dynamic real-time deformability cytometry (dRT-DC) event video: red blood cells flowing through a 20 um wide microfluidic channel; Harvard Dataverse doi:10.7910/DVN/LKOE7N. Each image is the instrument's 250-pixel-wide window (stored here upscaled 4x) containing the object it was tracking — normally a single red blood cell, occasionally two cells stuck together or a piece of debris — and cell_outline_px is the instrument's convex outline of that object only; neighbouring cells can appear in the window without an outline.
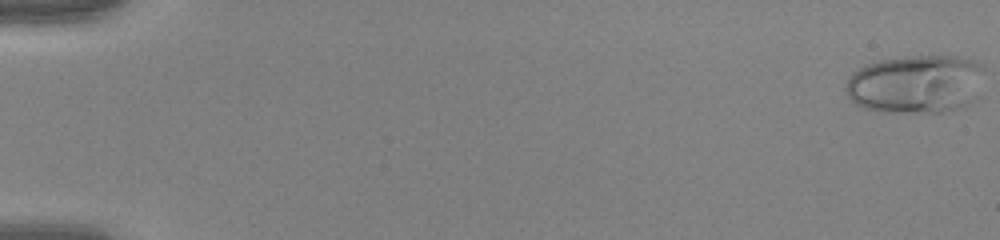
{"species": "human", "species_latin": "Homo sapiens", "temperature_condition": "warm", "stored_images_in_passage": 53, "camera_frame_rate_fps": 3000, "um_per_image_px": 0.085, "donor": {"sex": "female"}, "frame": {"image": 1, "passage_image": 1, "time_ms": 0.0, "image_size_px": [1000, 240], "cell_outline_px": [[984, 68], [968, 104], [964, 108], [944, 112], [884, 112], [864, 108], [856, 104], [848, 96], [844, 88], [852, 72], [868, 64], [880, 60], [908, 56], [956, 56], [976, 60], [984, 64]], "centroid_in_image_um": [77.8, 7.14], "position_along_channel_um": 7.2, "area_um2": 46.93}}
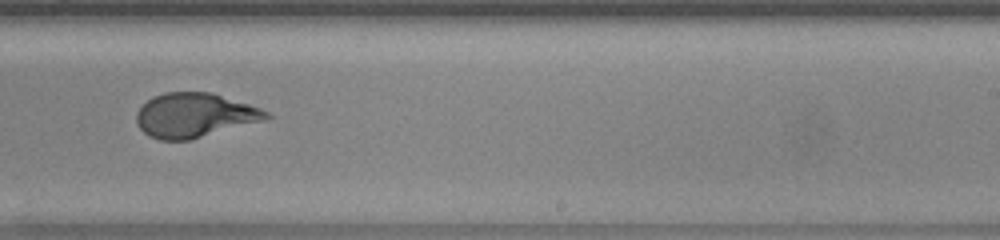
{"frame": {"image": 2, "passage_image": 35, "time_ms": 11.333, "image_size_px": [1000, 240], "cell_outline_px": [[272, 116], [268, 120], [188, 140], [160, 140], [148, 136], [136, 124], [136, 112], [152, 96], [164, 92], [212, 92], [260, 108], [268, 112]], "centroid_in_image_um": [16.54, 9.8], "position_along_channel_um": 272.5, "area_um2": 33.7}}
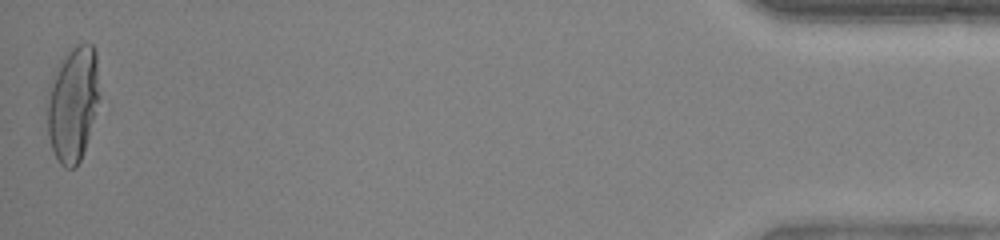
{"frame": {"image": 3, "passage_image": 53, "time_ms": 17.333, "image_size_px": [1000, 240], "cell_outline_px": [[96, 100], [92, 120], [88, 136], [80, 160], [76, 168], [64, 168], [60, 164], [52, 148], [48, 136], [44, 104], [48, 84], [60, 60], [76, 44], [92, 44], [96, 52]], "centroid_in_image_um": [6.08, 8.83], "position_along_channel_um": 429.1, "area_um2": 34.68}, "authors_computed_cell_mechanics": {"area_um2": 34.8534, "velocity_mm_per_s": 3.9947, "shape_relaxation_time_tau1_ms": 7.2651, "shape_relaxation_time_tau2_ms": null, "deformation_change_tau1": 0.3145, "deformation_change_tau2": null}}